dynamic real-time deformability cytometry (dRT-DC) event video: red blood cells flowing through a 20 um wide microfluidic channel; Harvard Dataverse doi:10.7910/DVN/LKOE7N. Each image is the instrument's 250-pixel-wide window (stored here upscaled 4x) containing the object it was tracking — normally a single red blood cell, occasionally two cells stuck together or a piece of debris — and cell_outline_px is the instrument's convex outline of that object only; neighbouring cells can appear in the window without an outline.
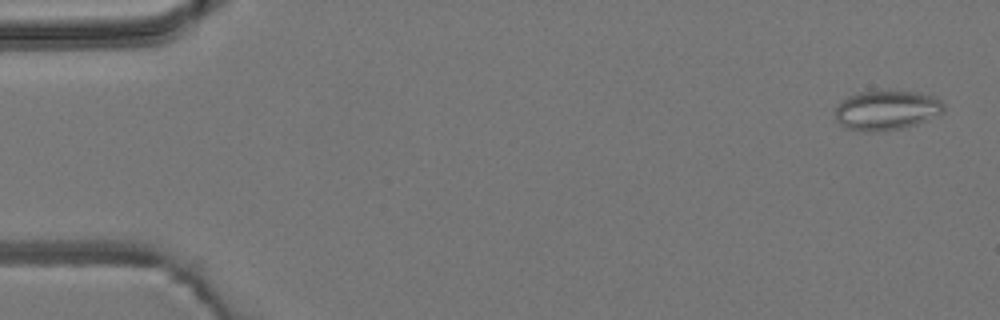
{"species": "common noctule bat (a hibernating species)", "species_latin": "Nyctalus noctula", "temperature_condition": "room temperature", "stored_images_in_passage": 6, "camera_frame_rate_fps": 3000, "um_per_image_px": 0.085, "animal": {"sex": "male", "body_mass_g": 19.2, "forearm_length_mm": 51.8}, "frame": {"image": 1, "passage_image": 1, "time_ms": 0.0, "image_size_px": [1000, 320], "cell_outline_px": [[944, 112], [928, 120], [916, 124], [884, 132], [860, 132], [848, 128], [840, 124], [836, 120], [836, 108], [840, 100], [848, 96], [860, 92], [916, 92], [936, 96], [944, 104]], "centroid_in_image_um": [75.36, 9.39], "position_along_channel_um": 9.6, "area_um2": 25.14}}
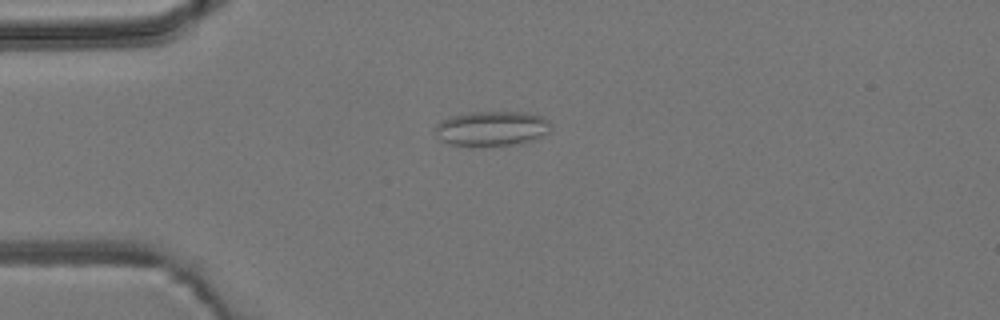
{"frame": {"image": 2, "passage_image": 4, "time_ms": 3.667, "image_size_px": [1000, 320], "cell_outline_px": [[552, 132], [524, 144], [468, 148], [448, 144], [432, 128], [440, 120], [448, 116], [472, 112], [524, 112], [540, 116], [548, 120], [552, 124]], "centroid_in_image_um": [41.82, 10.96], "position_along_channel_um": 43.2, "area_um2": 24.45}}
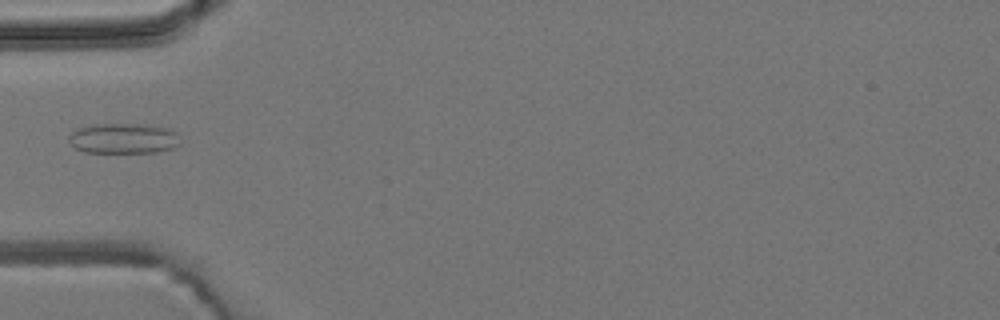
{"frame": {"image": 3, "passage_image": 5, "time_ms": 5.0, "image_size_px": [1000, 320], "cell_outline_px": [[180, 144], [172, 148], [156, 152], [84, 152], [76, 148], [68, 140], [68, 136], [76, 128], [92, 124], [152, 124], [168, 128], [176, 132]], "centroid_in_image_um": [10.49, 11.75], "position_along_channel_um": 74.5, "area_um2": 19.83}}